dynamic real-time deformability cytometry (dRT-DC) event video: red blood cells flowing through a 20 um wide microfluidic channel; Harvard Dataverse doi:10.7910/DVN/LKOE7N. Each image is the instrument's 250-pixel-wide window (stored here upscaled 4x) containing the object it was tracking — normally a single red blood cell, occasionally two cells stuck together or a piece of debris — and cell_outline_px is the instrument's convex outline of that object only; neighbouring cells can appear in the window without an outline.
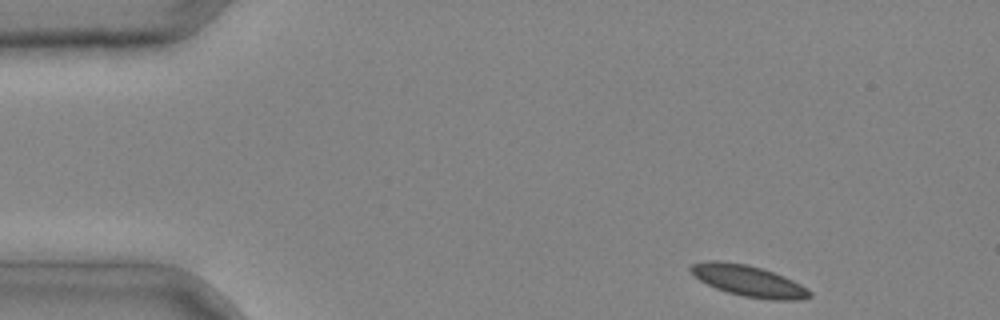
{"species": "common noctule bat (a hibernating species)", "species_latin": "Nyctalus noctula", "temperature_condition": "cold", "stored_images_in_passage": 3, "camera_frame_rate_fps": 3000, "um_per_image_px": 0.085, "animal": {"sex": "male", "body_mass_g": 20.4}, "frame": {"image": 1, "passage_image": 1, "time_ms": 0.0, "image_size_px": [1000, 320], "cell_outline_px": [[812, 296], [800, 300], [772, 300], [744, 296], [728, 292], [716, 288], [700, 280], [688, 268], [692, 264], [708, 260], [716, 260], [744, 264], [760, 268], [784, 276], [808, 288], [812, 292]], "centroid_in_image_um": [63.66, 23.88], "position_along_channel_um": 21.3, "area_um2": 21.33}}
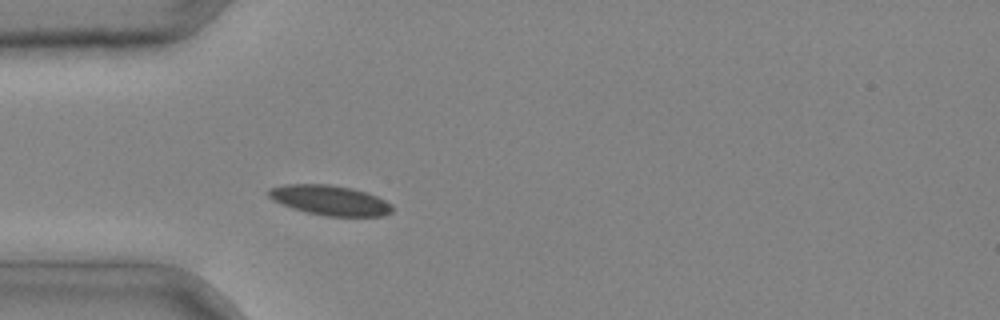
{"frame": {"image": 2, "passage_image": 3, "time_ms": 0.667, "image_size_px": [1000, 320], "cell_outline_px": [[392, 212], [384, 216], [328, 216], [308, 212], [292, 208], [272, 200], [268, 196], [268, 188], [284, 184], [328, 184], [352, 188], [368, 192], [392, 204]], "centroid_in_image_um": [28.04, 17.01], "position_along_channel_um": 57.0, "area_um2": 21.62}}